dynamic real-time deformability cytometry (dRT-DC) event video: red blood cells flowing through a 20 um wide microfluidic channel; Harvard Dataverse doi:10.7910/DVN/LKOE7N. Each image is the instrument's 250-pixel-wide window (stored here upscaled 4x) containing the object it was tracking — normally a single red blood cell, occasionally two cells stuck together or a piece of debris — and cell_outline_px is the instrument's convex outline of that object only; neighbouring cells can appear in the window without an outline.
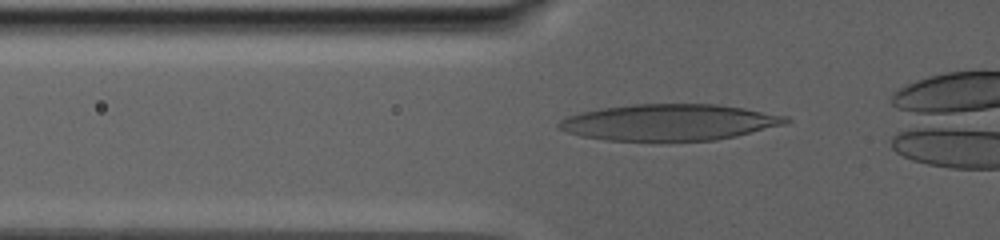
{"species": "human", "species_latin": "Homo sapiens", "temperature_condition": "warm", "stored_images_in_passage": 71, "camera_frame_rate_fps": 3000, "um_per_image_px": 0.085, "donor": {"sex": "male"}, "frame": {"image": 1, "passage_image": 28, "time_ms": 7.667, "image_size_px": [1000, 240], "cell_outline_px": [[792, 120], [788, 124], [736, 136], [716, 140], [608, 140], [580, 136], [556, 128], [556, 124], [560, 120], [568, 116], [580, 112], [600, 108], [632, 104], [716, 104], [744, 108], [788, 116]], "centroid_in_image_um": [56.91, 10.39], "position_along_channel_um": 68.9, "area_um2": 48.15}}
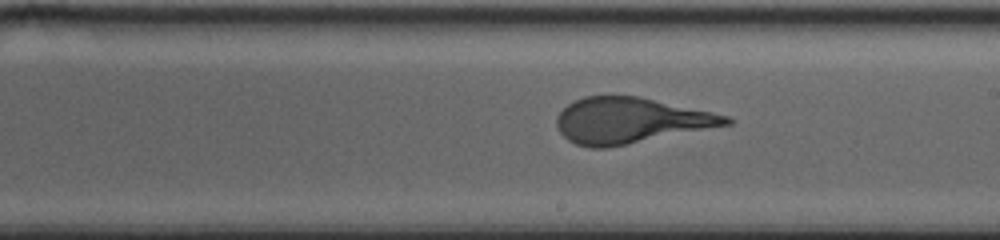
{"frame": {"image": 2, "passage_image": 52, "time_ms": 14.333, "image_size_px": [1000, 240], "cell_outline_px": [[732, 124], [608, 148], [588, 148], [576, 144], [568, 140], [560, 132], [556, 124], [556, 116], [568, 104], [584, 96], [640, 96], [712, 112], [728, 116], [732, 120]], "centroid_in_image_um": [53.56, 10.25], "position_along_channel_um": 235.4, "area_um2": 45.03}}
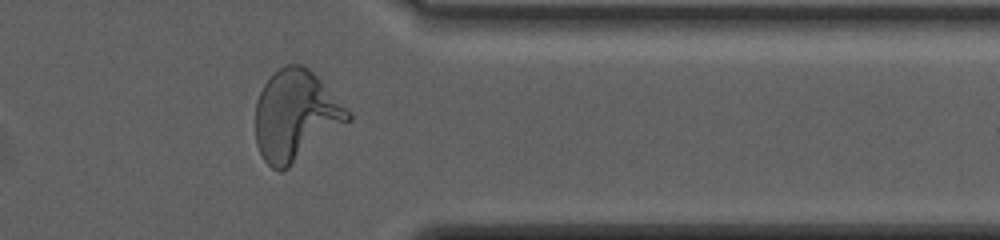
{"frame": {"image": 3, "passage_image": 67, "time_ms": 20.333, "image_size_px": [1000, 240], "cell_outline_px": [[352, 120], [288, 168], [280, 172], [272, 168], [264, 160], [256, 144], [256, 100], [264, 84], [284, 64], [300, 64], [308, 68], [352, 112]], "centroid_in_image_um": [25.15, 9.84], "position_along_channel_um": 386.3, "area_um2": 48.67}}